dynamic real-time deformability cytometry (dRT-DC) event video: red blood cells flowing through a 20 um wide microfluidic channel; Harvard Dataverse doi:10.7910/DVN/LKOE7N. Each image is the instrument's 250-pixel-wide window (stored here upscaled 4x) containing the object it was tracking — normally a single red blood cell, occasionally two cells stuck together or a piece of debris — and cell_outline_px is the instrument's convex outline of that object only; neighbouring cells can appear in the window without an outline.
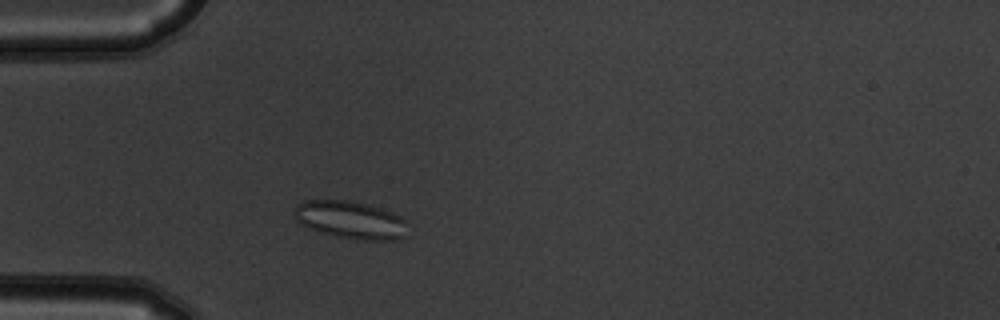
{"species": "common noctule bat (a hibernating species)", "species_latin": "Nyctalus noctula", "temperature_condition": "warm", "stored_images_in_passage": 2, "camera_frame_rate_fps": 3000, "um_per_image_px": 0.085, "animal": {"sex": "male", "body_mass_g": 19.5, "forearm_length_mm": 54.6}, "frame": {"image": 1, "passage_image": 2, "time_ms": 0.333, "image_size_px": [1000, 320], "cell_outline_px": [[404, 236], [400, 240], [364, 240], [336, 236], [320, 232], [308, 228], [300, 224], [296, 220], [292, 212], [296, 204], [304, 200], [348, 200], [368, 204], [392, 212], [400, 216], [404, 220]], "centroid_in_image_um": [29.72, 18.68], "position_along_channel_um": 55.3, "area_um2": 24.97}}